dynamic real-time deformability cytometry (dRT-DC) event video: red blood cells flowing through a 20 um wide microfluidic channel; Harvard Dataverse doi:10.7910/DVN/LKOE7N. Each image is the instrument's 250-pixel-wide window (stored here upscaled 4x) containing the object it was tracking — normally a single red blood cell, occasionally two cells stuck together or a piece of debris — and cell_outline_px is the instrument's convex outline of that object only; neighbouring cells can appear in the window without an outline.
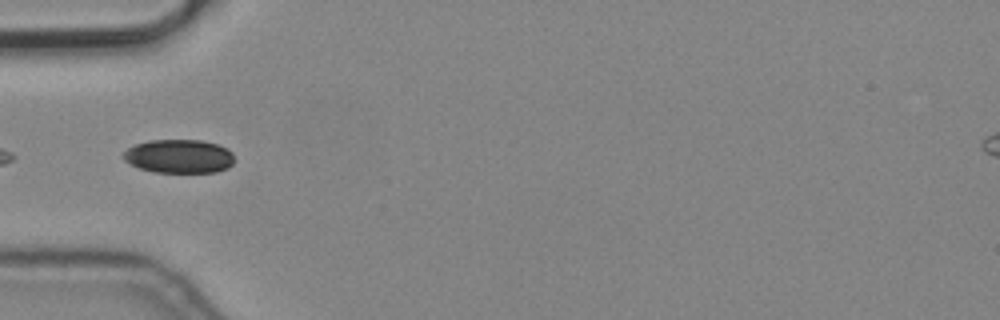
{"species": "common noctule bat (a hibernating species)", "species_latin": "Nyctalus noctula", "temperature_condition": "cold", "stored_images_in_passage": 7, "camera_frame_rate_fps": 3000, "um_per_image_px": 0.085, "animal": {"sex": "male", "body_mass_g": 19.2, "forearm_length_mm": 51.8}, "frame": {"image": 1, "passage_image": 6, "time_ms": 1.667, "image_size_px": [1000, 320], "cell_outline_px": [[232, 164], [228, 168], [216, 172], [156, 172], [140, 168], [124, 160], [120, 156], [128, 148], [136, 144], [148, 140], [200, 140], [216, 144], [228, 148], [232, 152]], "centroid_in_image_um": [15.21, 13.28], "position_along_channel_um": 69.8, "area_um2": 21.73}}
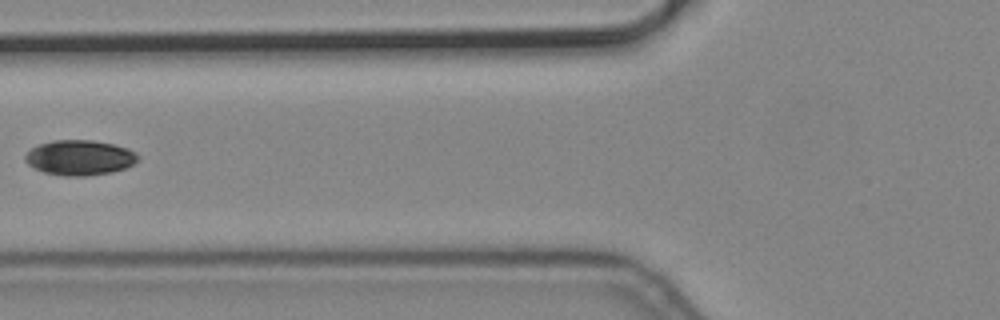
{"frame": {"image": 2, "passage_image": 7, "time_ms": 2.0, "image_size_px": [1000, 320], "cell_outline_px": [[140, 160], [124, 168], [112, 172], [84, 176], [64, 176], [44, 172], [28, 164], [24, 160], [24, 156], [32, 148], [40, 144], [52, 140], [92, 140], [112, 144], [128, 148], [136, 152], [140, 156]], "centroid_in_image_um": [6.79, 13.4], "position_along_channel_um": 119.0, "area_um2": 23.06}}